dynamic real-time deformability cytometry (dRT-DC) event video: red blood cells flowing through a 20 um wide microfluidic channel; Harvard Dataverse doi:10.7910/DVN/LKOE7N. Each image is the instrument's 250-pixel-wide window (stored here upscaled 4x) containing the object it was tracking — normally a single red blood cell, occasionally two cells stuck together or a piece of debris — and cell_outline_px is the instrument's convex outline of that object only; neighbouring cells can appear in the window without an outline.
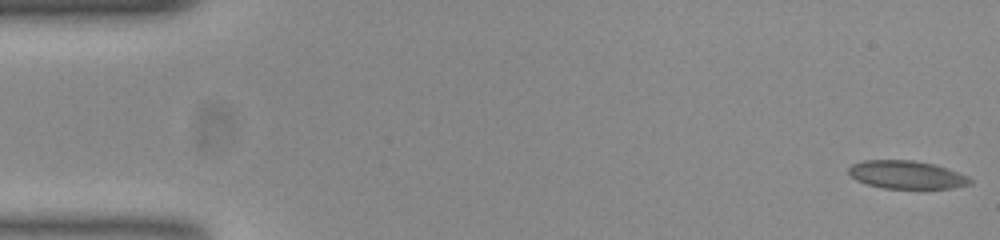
{"species": "common noctule bat (a hibernating species)", "species_latin": "Nyctalus noctula", "temperature_condition": "room temperature", "stored_images_in_passage": 54, "camera_frame_rate_fps": 3000, "um_per_image_px": 0.085, "animal": {"sex": "female", "body_mass_g": 23.0, "forearm_length_mm": 53.4}, "frame": {"image": 1, "passage_image": 1, "time_ms": 0.0, "image_size_px": [1000, 240], "cell_outline_px": [[972, 184], [952, 188], [884, 188], [868, 184], [856, 180], [848, 172], [848, 168], [852, 164], [864, 160], [912, 160], [936, 164], [968, 176], [972, 180]], "centroid_in_image_um": [77.08, 14.85], "position_along_channel_um": 7.9, "area_um2": 19.83}}
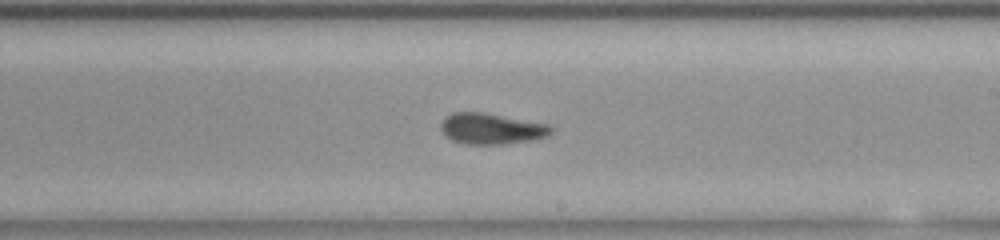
{"frame": {"image": 2, "passage_image": 31, "time_ms": 10.0, "image_size_px": [1000, 240], "cell_outline_px": [[552, 132], [548, 136], [532, 140], [504, 144], [464, 144], [452, 140], [444, 136], [440, 128], [440, 124], [444, 116], [452, 112], [484, 112], [552, 124]], "centroid_in_image_um": [41.76, 10.93], "position_along_channel_um": 247.2, "area_um2": 20.35}}
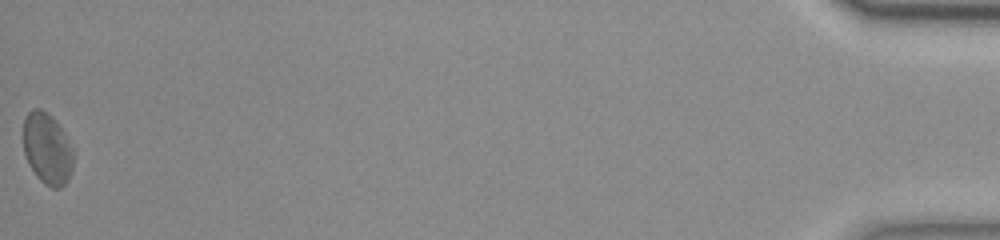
{"frame": {"image": 3, "passage_image": 54, "time_ms": 17.667, "image_size_px": [1000, 240], "cell_outline_px": [[76, 156], [68, 180], [60, 188], [52, 188], [44, 184], [36, 176], [28, 164], [24, 152], [24, 120], [28, 112], [32, 108], [40, 108], [52, 116], [64, 132]], "centroid_in_image_um": [4.03, 12.65], "position_along_channel_um": 431.2, "area_um2": 21.04}, "authors_computed_cell_mechanics": {"area_um2": 19.9121, "velocity_mm_per_s": 3.7546, "shape_relaxation_time_tau1_ms": null, "shape_relaxation_time_tau2_ms": 2.1018, "deformation_change_tau1": null, "deformation_change_tau2": 0.0822}}